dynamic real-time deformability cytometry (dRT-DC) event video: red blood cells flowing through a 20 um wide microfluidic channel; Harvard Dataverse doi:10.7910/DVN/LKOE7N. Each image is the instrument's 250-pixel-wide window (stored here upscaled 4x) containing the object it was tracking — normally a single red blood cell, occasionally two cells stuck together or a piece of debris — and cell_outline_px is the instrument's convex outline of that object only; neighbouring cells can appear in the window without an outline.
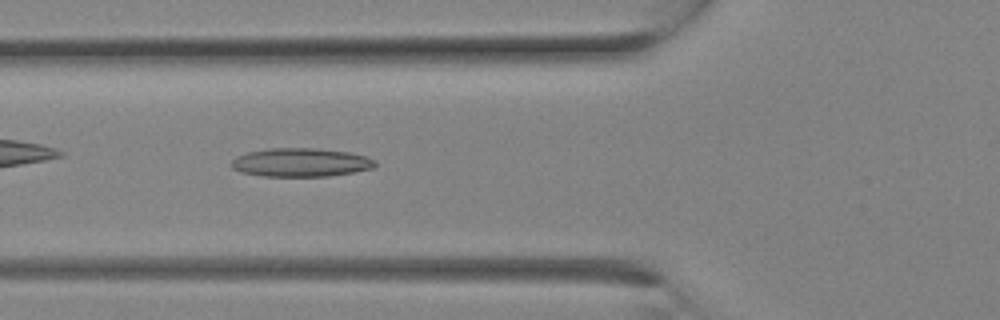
{"species": "Egyptian fruit bat (a non-hibernating species)", "species_latin": "Rousettus aegyptiacus", "temperature_condition": "room temperature", "stored_images_in_passage": 10, "camera_frame_rate_fps": 3000, "um_per_image_px": 0.085, "animal": {"sex": "female"}, "frame": {"image": 1, "passage_image": 10, "time_ms": 3.0, "image_size_px": [1000, 320], "cell_outline_px": [[376, 164], [372, 168], [352, 172], [328, 176], [260, 176], [240, 172], [232, 168], [232, 160], [236, 156], [248, 152], [268, 148], [316, 148], [348, 152], [368, 156], [376, 160]], "centroid_in_image_um": [25.55, 13.8], "position_along_channel_um": 100.2, "area_um2": 23.99}}